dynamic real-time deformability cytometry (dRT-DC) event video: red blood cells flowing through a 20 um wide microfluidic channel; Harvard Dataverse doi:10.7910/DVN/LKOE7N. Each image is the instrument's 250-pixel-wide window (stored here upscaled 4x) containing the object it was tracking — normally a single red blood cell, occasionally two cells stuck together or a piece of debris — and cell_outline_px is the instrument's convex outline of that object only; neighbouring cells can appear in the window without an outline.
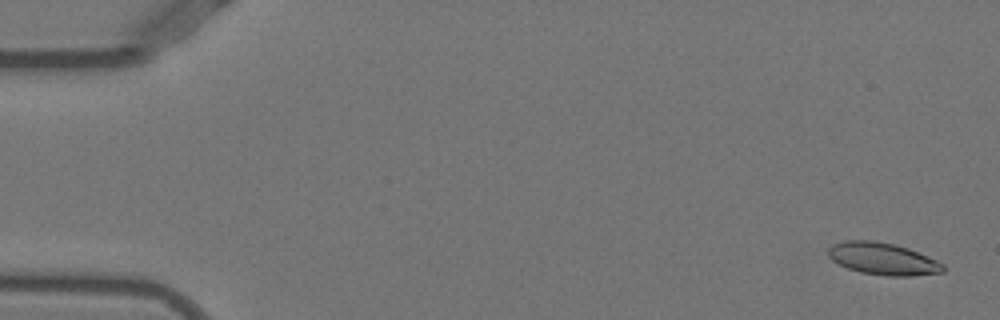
{"species": "Egyptian fruit bat (a non-hibernating species)", "species_latin": "Rousettus aegyptiacus", "temperature_condition": "warm", "stored_images_in_passage": 51, "camera_frame_rate_fps": 3000, "um_per_image_px": 0.085, "animal": {"sex": "female"}, "frame": {"image": 1, "passage_image": 2, "time_ms": 0.333, "image_size_px": [1000, 320], "cell_outline_px": [[944, 272], [912, 276], [888, 276], [860, 272], [848, 268], [832, 260], [828, 256], [828, 248], [832, 244], [844, 240], [872, 240], [892, 244], [908, 248], [936, 260], [944, 264]], "centroid_in_image_um": [75.02, 21.99], "position_along_channel_um": 10.0, "area_um2": 21.44}}
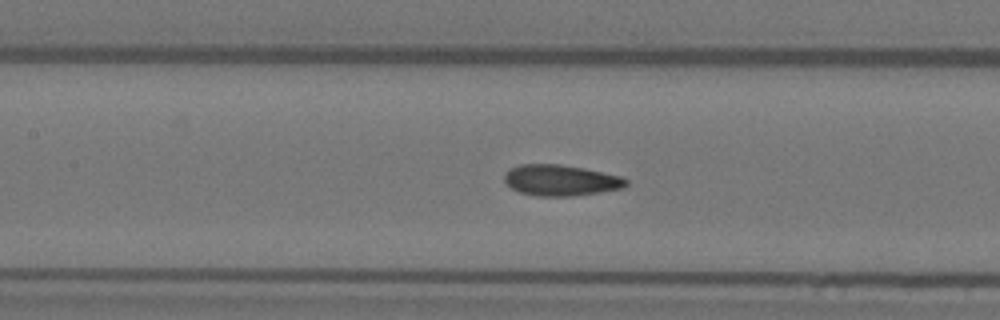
{"frame": {"image": 2, "passage_image": 24, "time_ms": 7.667, "image_size_px": [1000, 320], "cell_outline_px": [[628, 184], [624, 188], [572, 196], [536, 196], [520, 192], [512, 188], [504, 180], [504, 176], [508, 168], [520, 164], [560, 164], [584, 168], [620, 176], [628, 180]], "centroid_in_image_um": [47.65, 15.32], "position_along_channel_um": 159.8, "area_um2": 21.96}}
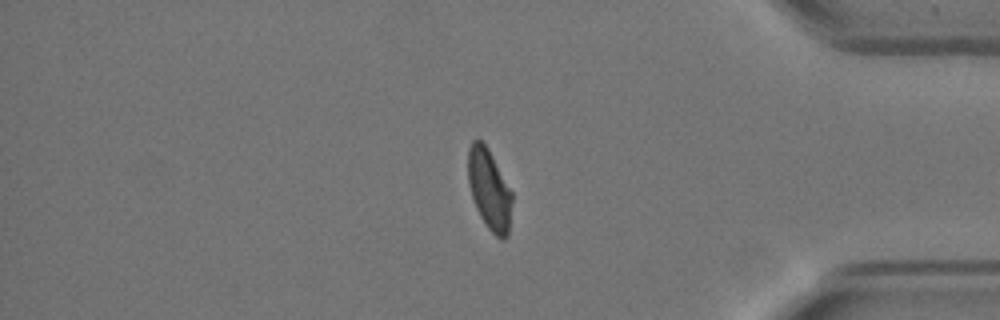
{"frame": {"image": 3, "passage_image": 44, "time_ms": 14.333, "image_size_px": [1000, 320], "cell_outline_px": [[512, 200], [508, 236], [504, 240], [500, 240], [488, 228], [480, 216], [476, 208], [468, 184], [468, 148], [472, 140], [480, 140], [488, 148], [512, 192]], "centroid_in_image_um": [41.59, 16.12], "position_along_channel_um": 393.6, "area_um2": 20.63}}